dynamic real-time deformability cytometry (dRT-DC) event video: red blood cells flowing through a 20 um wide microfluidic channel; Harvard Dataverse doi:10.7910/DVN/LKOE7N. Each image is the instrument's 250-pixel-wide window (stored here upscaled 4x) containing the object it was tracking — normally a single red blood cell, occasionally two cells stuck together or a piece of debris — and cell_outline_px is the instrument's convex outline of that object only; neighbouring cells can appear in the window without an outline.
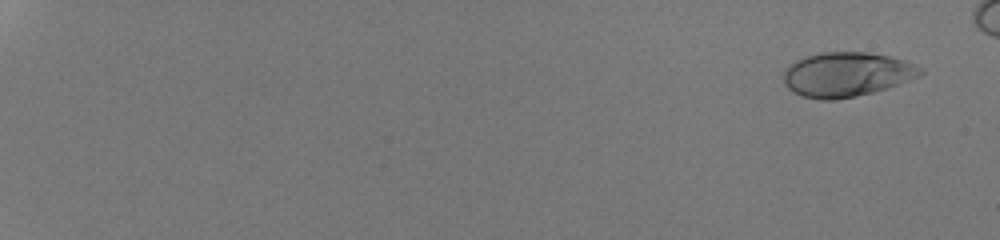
{"species": "human", "species_latin": "Homo sapiens", "temperature_condition": "room temperature", "stored_images_in_passage": 54, "camera_frame_rate_fps": 3000, "um_per_image_px": 0.085, "donor": {"sex": "male"}, "frame": {"image": 1, "passage_image": 4, "time_ms": 1.0, "image_size_px": [1000, 240], "cell_outline_px": [[924, 72], [920, 76], [872, 92], [836, 100], [820, 100], [800, 96], [792, 92], [784, 84], [784, 68], [796, 60], [820, 52], [868, 52], [888, 56], [904, 60], [924, 68]], "centroid_in_image_um": [71.93, 6.32], "position_along_channel_um": 13.1, "area_um2": 35.43}}
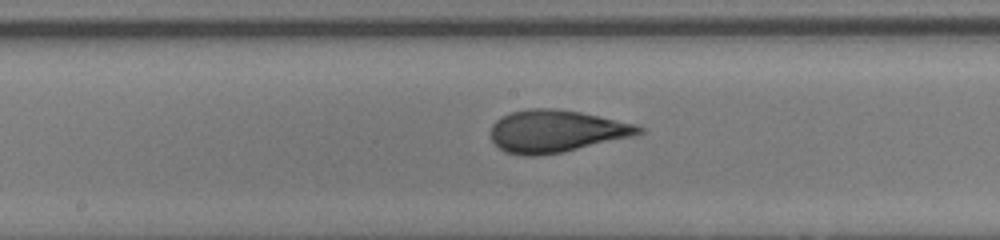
{"frame": {"image": 2, "passage_image": 34, "time_ms": 11.0, "image_size_px": [1000, 240], "cell_outline_px": [[644, 132], [632, 136], [564, 152], [536, 156], [524, 156], [504, 152], [492, 140], [492, 124], [500, 116], [512, 112], [528, 108], [552, 108], [580, 112], [636, 124], [644, 128]], "centroid_in_image_um": [47.26, 11.15], "position_along_channel_um": 200.9, "area_um2": 36.41}}
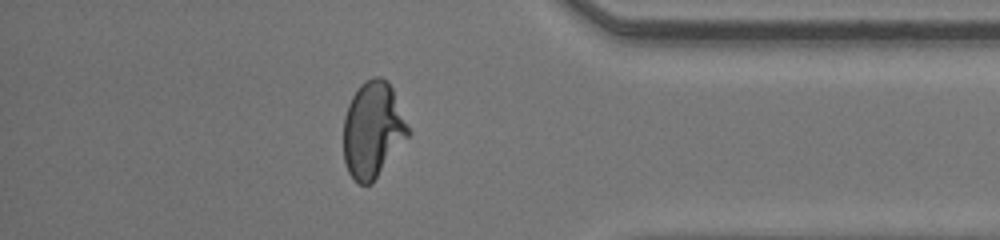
{"frame": {"image": 3, "passage_image": 49, "time_ms": 16.0, "image_size_px": [1000, 240], "cell_outline_px": [[412, 132], [372, 184], [360, 184], [348, 172], [344, 160], [344, 116], [348, 104], [352, 96], [360, 84], [364, 80], [372, 76], [380, 76], [388, 80], [392, 88]], "centroid_in_image_um": [31.7, 11.01], "position_along_channel_um": 403.5, "area_um2": 36.47}, "authors_computed_cell_mechanics": {"area_um2": 35.6915, "velocity_mm_per_s": 4.3056, "shape_relaxation_time_tau1_ms": 8.9551, "shape_relaxation_time_tau2_ms": null, "deformation_change_tau1": 0.2964, "deformation_change_tau2": null}}